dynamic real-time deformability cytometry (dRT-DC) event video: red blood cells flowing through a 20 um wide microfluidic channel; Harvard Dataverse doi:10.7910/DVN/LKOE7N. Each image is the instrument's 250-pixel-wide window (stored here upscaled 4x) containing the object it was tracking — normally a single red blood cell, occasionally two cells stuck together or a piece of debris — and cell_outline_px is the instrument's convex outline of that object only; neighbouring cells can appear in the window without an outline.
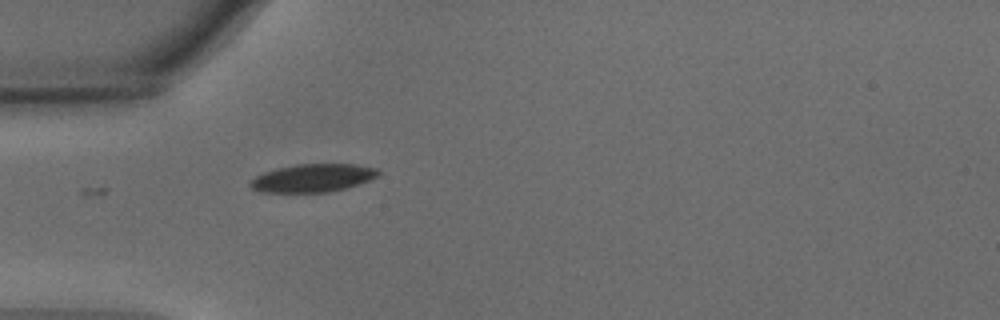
{"species": "common noctule bat (a hibernating species)", "species_latin": "Nyctalus noctula", "temperature_condition": "warm", "stored_images_in_passage": 5, "camera_frame_rate_fps": 3000, "um_per_image_px": 0.085, "animal": {"sex": "male", "body_mass_g": 15.6}, "frame": {"image": 1, "passage_image": 1, "time_ms": 0.0, "image_size_px": [1000, 320], "cell_outline_px": [[380, 172], [376, 176], [368, 180], [344, 188], [328, 192], [260, 192], [252, 188], [248, 184], [256, 176], [264, 172], [276, 168], [296, 164], [356, 164], [376, 168]], "centroid_in_image_um": [26.55, 15.12], "position_along_channel_um": 58.5, "area_um2": 20.69}}
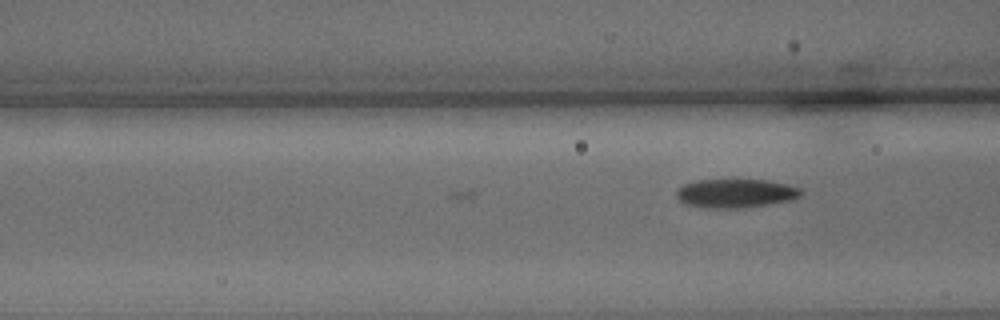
{"frame": {"image": 2, "passage_image": 5, "time_ms": 1.333, "image_size_px": [1000, 320], "cell_outline_px": [[804, 192], [800, 196], [788, 200], [740, 208], [700, 208], [684, 204], [676, 196], [676, 192], [684, 184], [696, 180], [768, 180], [788, 184], [800, 188]], "centroid_in_image_um": [62.5, 16.43], "position_along_channel_um": 104.1, "area_um2": 20.81}}